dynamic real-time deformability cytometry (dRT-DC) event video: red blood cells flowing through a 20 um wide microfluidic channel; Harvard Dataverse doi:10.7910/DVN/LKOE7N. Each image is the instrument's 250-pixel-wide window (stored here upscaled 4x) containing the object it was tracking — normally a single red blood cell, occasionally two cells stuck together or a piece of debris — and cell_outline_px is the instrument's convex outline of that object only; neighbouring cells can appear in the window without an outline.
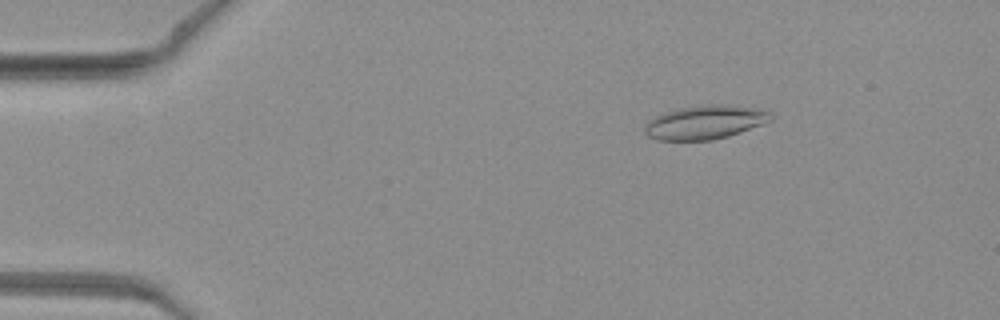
{"species": "common noctule bat (a hibernating species)", "species_latin": "Nyctalus noctula", "temperature_condition": "warm", "stored_images_in_passage": 50, "camera_frame_rate_fps": 3000, "um_per_image_px": 0.085, "animal": {"sex": "female", "body_mass_g": 19.3, "forearm_length_mm": 54.1}, "frame": {"image": 1, "passage_image": 8, "time_ms": 2.333, "image_size_px": [1000, 320], "cell_outline_px": [[772, 120], [764, 124], [728, 136], [712, 140], [660, 140], [648, 136], [644, 132], [644, 124], [648, 120], [664, 112], [676, 108], [708, 104], [724, 104], [764, 108], [772, 116]], "centroid_in_image_um": [59.94, 10.38], "position_along_channel_um": 25.1, "area_um2": 25.14}}
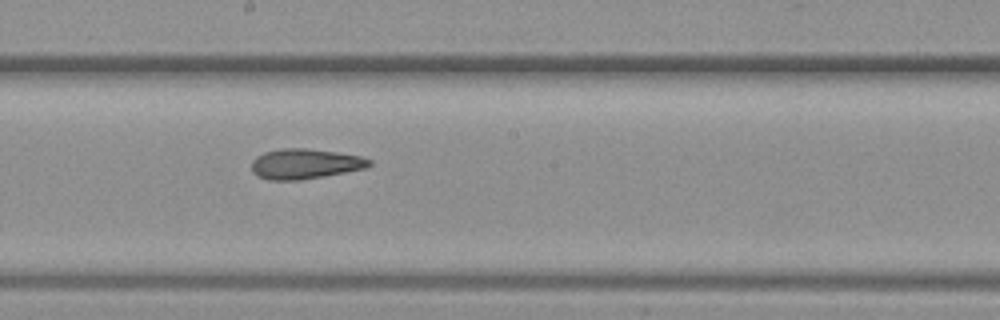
{"frame": {"image": 2, "passage_image": 28, "time_ms": 9.0, "image_size_px": [1000, 320], "cell_outline_px": [[372, 164], [364, 168], [324, 176], [300, 180], [268, 180], [256, 176], [252, 172], [252, 160], [256, 156], [264, 152], [280, 148], [308, 148], [336, 152], [360, 156], [372, 160]], "centroid_in_image_um": [25.88, 13.92], "position_along_channel_um": 222.3, "area_um2": 20.75}}
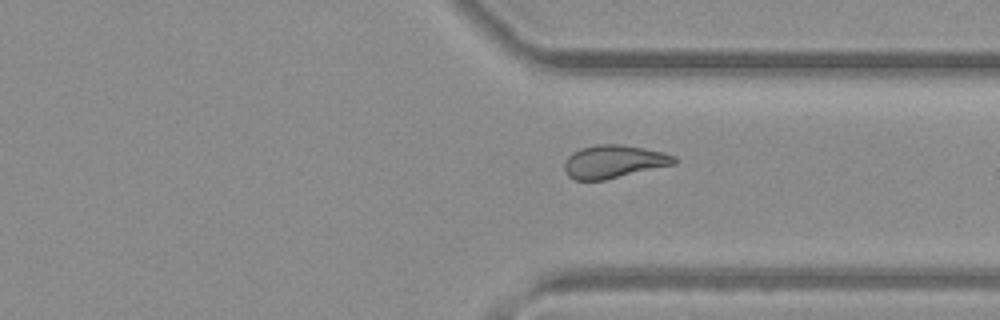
{"frame": {"image": 3, "passage_image": 38, "time_ms": 12.333, "image_size_px": [1000, 320], "cell_outline_px": [[676, 164], [604, 180], [576, 180], [568, 176], [564, 172], [564, 160], [572, 152], [580, 148], [596, 144], [620, 144], [644, 148], [664, 152], [676, 156]], "centroid_in_image_um": [52.15, 13.73], "position_along_channel_um": 359.2, "area_um2": 21.33}}